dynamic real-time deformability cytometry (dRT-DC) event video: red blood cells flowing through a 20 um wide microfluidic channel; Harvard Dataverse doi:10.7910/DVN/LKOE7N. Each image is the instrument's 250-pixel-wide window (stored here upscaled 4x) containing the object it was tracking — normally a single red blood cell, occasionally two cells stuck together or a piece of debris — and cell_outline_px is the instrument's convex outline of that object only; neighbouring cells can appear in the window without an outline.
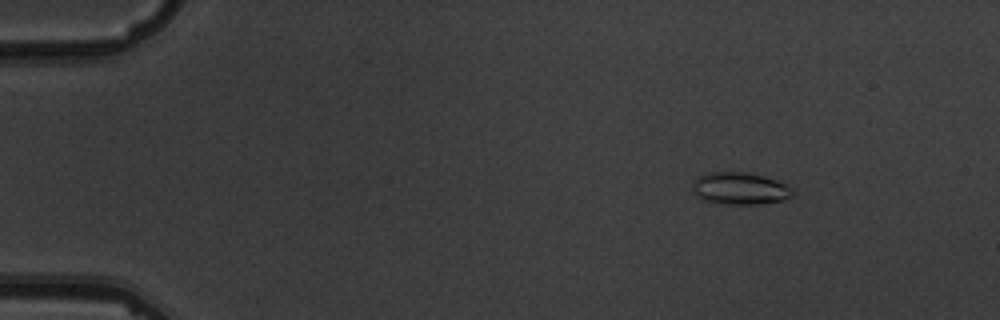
{"species": "common noctule bat (a hibernating species)", "species_latin": "Nyctalus noctula", "temperature_condition": "warm", "stored_images_in_passage": 7, "camera_frame_rate_fps": 3000, "um_per_image_px": 0.085, "animal": {"sex": "male", "body_mass_g": 19.5, "forearm_length_mm": 54.6}, "frame": {"image": 1, "passage_image": 3, "time_ms": 2.333, "image_size_px": [1000, 320], "cell_outline_px": [[796, 192], [792, 196], [784, 200], [760, 204], [724, 204], [700, 200], [692, 192], [692, 180], [696, 176], [704, 172], [744, 172], [764, 176], [788, 184]], "centroid_in_image_um": [62.85, 16.02], "position_along_channel_um": 22.1, "area_um2": 19.36}}
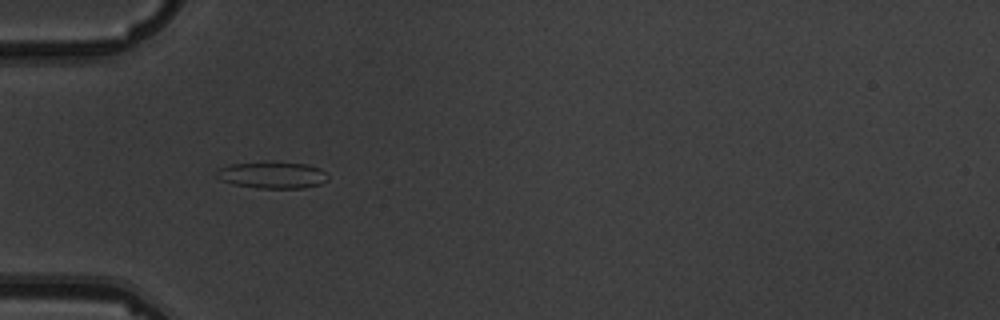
{"frame": {"image": 2, "passage_image": 6, "time_ms": 6.0, "image_size_px": [1000, 320], "cell_outline_px": [[328, 180], [320, 184], [304, 188], [256, 188], [232, 184], [220, 180], [216, 176], [216, 172], [220, 168], [232, 164], [308, 164], [320, 168], [328, 176]], "centroid_in_image_um": [23.16, 14.92], "position_along_channel_um": 61.8, "area_um2": 16.7}}
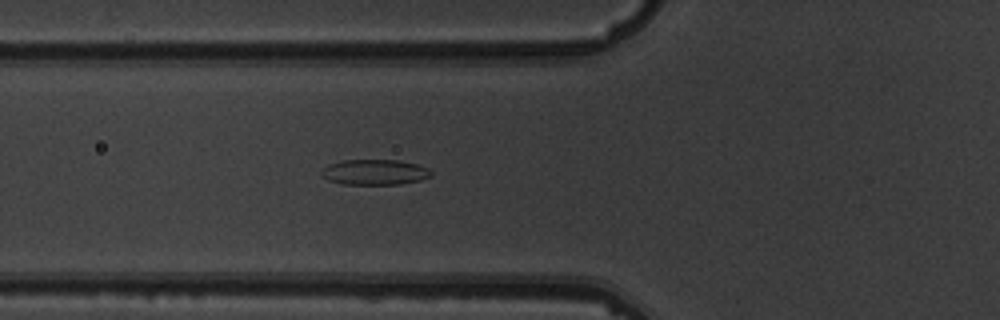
{"frame": {"image": 3, "passage_image": 7, "time_ms": 7.0, "image_size_px": [1000, 320], "cell_outline_px": [[432, 176], [420, 180], [400, 184], [344, 184], [328, 180], [320, 172], [328, 164], [344, 160], [400, 160], [416, 164], [428, 168], [432, 172]], "centroid_in_image_um": [31.87, 14.63], "position_along_channel_um": 93.9, "area_um2": 16.18}}